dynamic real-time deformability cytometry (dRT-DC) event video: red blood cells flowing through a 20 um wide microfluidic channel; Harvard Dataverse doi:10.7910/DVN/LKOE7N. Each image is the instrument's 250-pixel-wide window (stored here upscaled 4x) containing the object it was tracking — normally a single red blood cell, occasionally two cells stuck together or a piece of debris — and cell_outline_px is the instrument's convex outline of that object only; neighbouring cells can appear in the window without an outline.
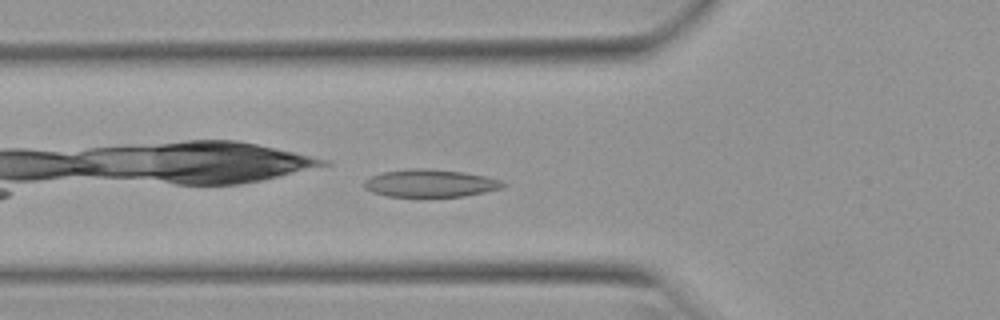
{"species": "Egyptian fruit bat (a non-hibernating species)", "species_latin": "Rousettus aegyptiacus", "temperature_condition": "warm", "stored_images_in_passage": 34, "camera_frame_rate_fps": 3000, "um_per_image_px": 0.085, "animal": {"sex": "female"}, "frame": {"image": 1, "passage_image": 7, "time_ms": 2.0, "image_size_px": [1000, 320], "cell_outline_px": [[508, 184], [504, 188], [464, 196], [388, 196], [372, 192], [364, 188], [364, 180], [372, 176], [384, 172], [408, 168], [428, 168], [464, 172], [484, 176], [500, 180]], "centroid_in_image_um": [36.59, 15.56], "position_along_channel_um": 89.2, "area_um2": 22.31}}
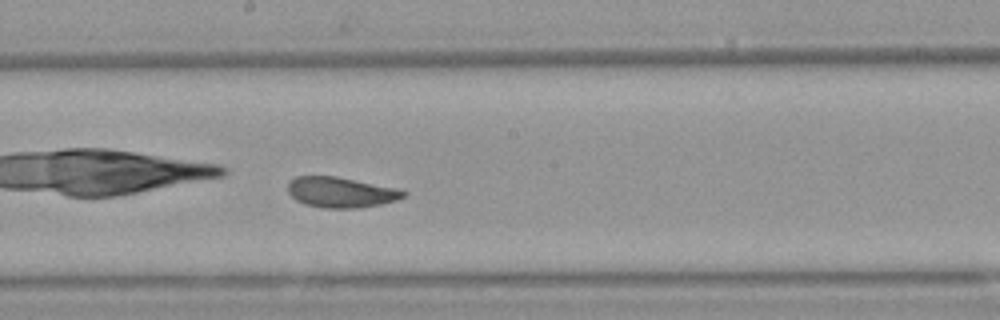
{"frame": {"image": 2, "passage_image": 17, "time_ms": 5.333, "image_size_px": [1000, 320], "cell_outline_px": [[408, 192], [404, 196], [396, 200], [380, 204], [360, 208], [324, 208], [304, 204], [296, 200], [288, 192], [288, 184], [296, 176], [336, 176], [396, 188]], "centroid_in_image_um": [28.96, 16.35], "position_along_channel_um": 219.2, "area_um2": 20.4}}
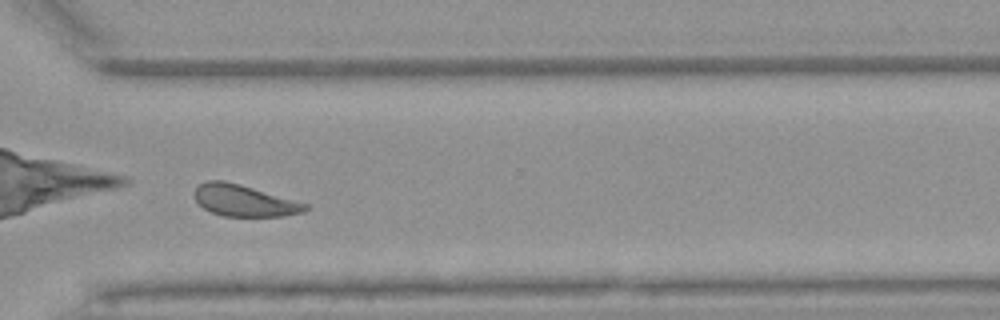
{"frame": {"image": 3, "passage_image": 27, "time_ms": 8.667, "image_size_px": [1000, 320], "cell_outline_px": [[308, 208], [304, 212], [284, 216], [224, 216], [212, 212], [204, 208], [196, 200], [196, 188], [200, 184], [208, 180], [224, 180], [240, 184], [308, 204]], "centroid_in_image_um": [20.77, 17.05], "position_along_channel_um": 349.8, "area_um2": 20.06}, "authors_computed_cell_mechanics": {"area_um2": 21.1548, "velocity_mm_per_s": 3.9115, "shape_relaxation_time_tau1_ms": 3.5936, "shape_relaxation_time_tau2_ms": 1.7744, "deformation_change_tau1": 0.1099, "deformation_change_tau2": 0.0818}}